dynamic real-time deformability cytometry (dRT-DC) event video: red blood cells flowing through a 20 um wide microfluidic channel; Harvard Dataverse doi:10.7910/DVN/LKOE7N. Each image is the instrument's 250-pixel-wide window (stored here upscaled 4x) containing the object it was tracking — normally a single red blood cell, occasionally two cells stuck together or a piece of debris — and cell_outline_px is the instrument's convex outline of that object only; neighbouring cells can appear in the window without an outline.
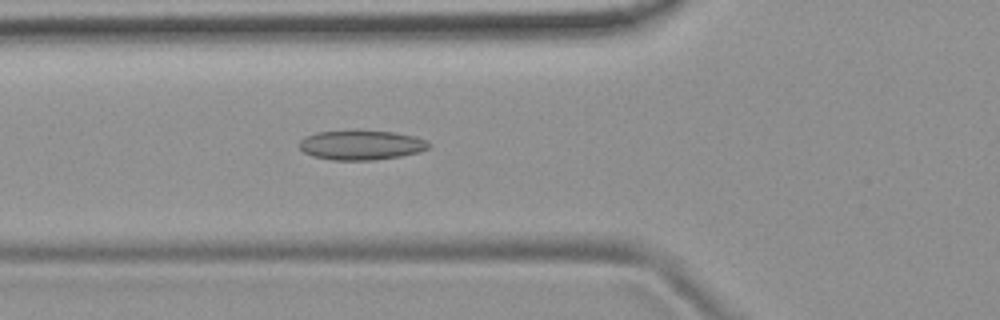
{"species": "common noctule bat (a hibernating species)", "species_latin": "Nyctalus noctula", "temperature_condition": "room temperature", "stored_images_in_passage": 5, "camera_frame_rate_fps": 3000, "um_per_image_px": 0.085, "animal": {"sex": "female", "body_mass_g": 19.9}, "frame": {"image": 1, "passage_image": 5, "time_ms": 1.333, "image_size_px": [1000, 320], "cell_outline_px": [[432, 144], [428, 148], [420, 152], [400, 156], [372, 160], [332, 160], [312, 156], [304, 152], [300, 148], [300, 140], [316, 132], [392, 132], [416, 136], [428, 140]], "centroid_in_image_um": [30.76, 12.35], "position_along_channel_um": 95.0, "area_um2": 21.91}}